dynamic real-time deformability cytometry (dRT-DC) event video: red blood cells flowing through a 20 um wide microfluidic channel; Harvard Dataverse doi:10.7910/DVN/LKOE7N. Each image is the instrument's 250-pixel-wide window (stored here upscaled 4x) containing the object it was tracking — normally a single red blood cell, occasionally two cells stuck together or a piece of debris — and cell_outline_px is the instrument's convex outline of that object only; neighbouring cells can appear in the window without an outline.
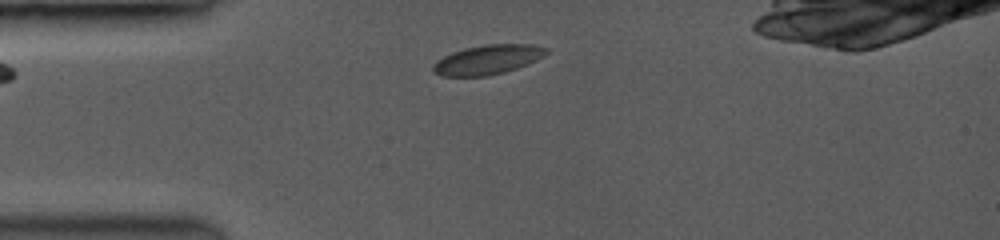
{"species": "common noctule bat (a hibernating species)", "species_latin": "Nyctalus noctula", "temperature_condition": "room temperature", "stored_images_in_passage": 2, "camera_frame_rate_fps": 3500, "um_per_image_px": 0.085, "animal": {"sex": "female", "body_mass_g": 19.0, "forearm_length_mm": 53.3}, "frame": {"image": 1, "passage_image": 2, "time_ms": 1.143, "image_size_px": [1000, 240], "cell_outline_px": [[548, 52], [516, 68], [504, 72], [484, 76], [444, 76], [436, 72], [432, 68], [444, 56], [452, 52], [464, 48], [484, 44], [528, 44], [548, 48]], "centroid_in_image_um": [41.43, 5.05], "position_along_channel_um": 43.6, "area_um2": 18.79}}